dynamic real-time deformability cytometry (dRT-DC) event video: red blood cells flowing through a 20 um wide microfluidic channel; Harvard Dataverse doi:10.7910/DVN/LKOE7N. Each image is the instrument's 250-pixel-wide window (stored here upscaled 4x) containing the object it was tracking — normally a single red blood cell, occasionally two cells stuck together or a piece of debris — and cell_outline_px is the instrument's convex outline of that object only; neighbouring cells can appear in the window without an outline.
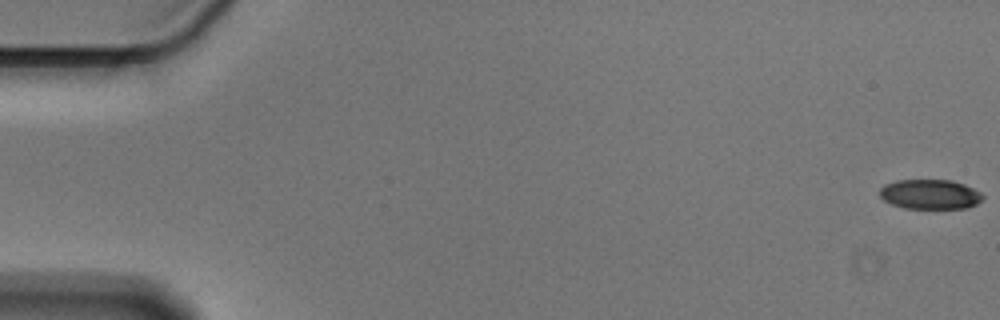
{"species": "Egyptian fruit bat (a non-hibernating species)", "species_latin": "Rousettus aegyptiacus", "temperature_condition": "cold", "stored_images_in_passage": 10, "camera_frame_rate_fps": 3000, "um_per_image_px": 0.085, "animal": {"sex": "male"}, "frame": {"image": 1, "passage_image": 1, "time_ms": 0.0, "image_size_px": [1000, 320], "cell_outline_px": [[984, 196], [976, 204], [968, 208], [904, 208], [892, 204], [884, 200], [880, 196], [880, 188], [884, 184], [896, 180], [952, 180], [964, 184], [980, 192]], "centroid_in_image_um": [79.04, 16.51], "position_along_channel_um": 6.0, "area_um2": 17.8}}